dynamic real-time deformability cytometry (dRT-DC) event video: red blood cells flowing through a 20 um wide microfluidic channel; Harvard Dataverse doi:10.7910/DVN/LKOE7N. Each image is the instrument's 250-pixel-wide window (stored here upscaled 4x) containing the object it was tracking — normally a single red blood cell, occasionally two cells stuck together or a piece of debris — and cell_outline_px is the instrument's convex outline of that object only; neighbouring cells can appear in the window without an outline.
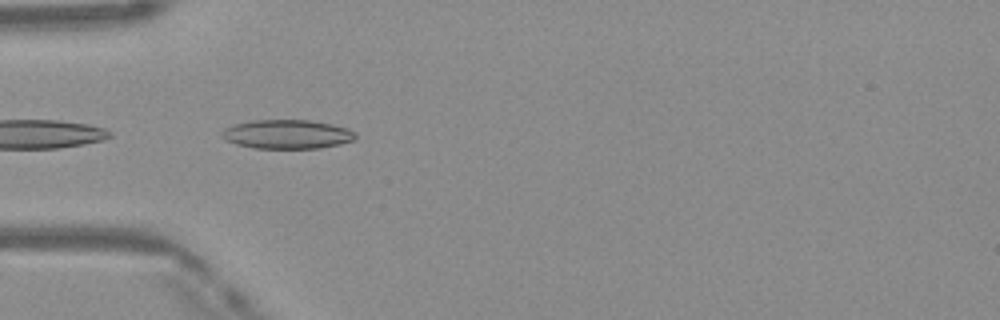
{"species": "Egyptian fruit bat (a non-hibernating species)", "species_latin": "Rousettus aegyptiacus", "temperature_condition": "warm", "stored_images_in_passage": 4, "camera_frame_rate_fps": 3000, "um_per_image_px": 0.085, "frame": {"image": 1, "passage_image": 1, "time_ms": 0.0, "image_size_px": [1000, 320], "cell_outline_px": [[356, 136], [352, 140], [340, 144], [320, 148], [252, 148], [236, 144], [220, 136], [220, 132], [224, 128], [236, 124], [252, 120], [308, 120], [332, 124], [348, 128], [356, 132]], "centroid_in_image_um": [24.4, 11.41], "position_along_channel_um": 60.6, "area_um2": 22.6}}